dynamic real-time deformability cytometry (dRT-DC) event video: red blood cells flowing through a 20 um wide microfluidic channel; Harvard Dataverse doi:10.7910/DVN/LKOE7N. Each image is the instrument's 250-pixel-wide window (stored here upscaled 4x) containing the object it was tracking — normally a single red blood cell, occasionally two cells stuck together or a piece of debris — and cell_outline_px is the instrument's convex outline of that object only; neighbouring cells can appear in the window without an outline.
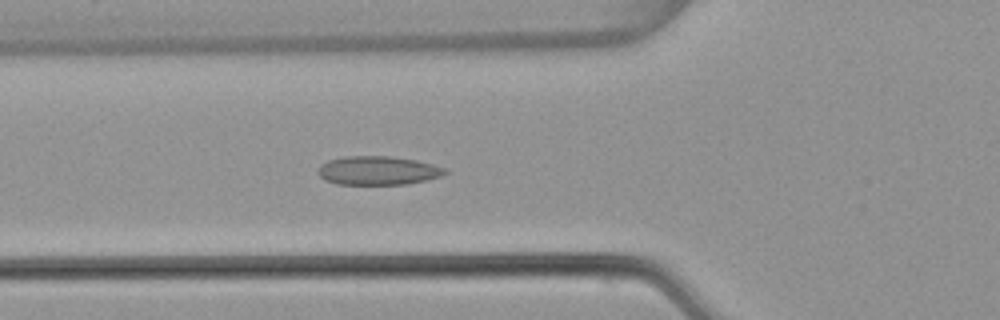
{"species": "common noctule bat (a hibernating species)", "species_latin": "Nyctalus noctula", "temperature_condition": "warm", "stored_images_in_passage": 53, "camera_frame_rate_fps": 3000, "um_per_image_px": 0.085, "animal": {"sex": "female", "body_mass_g": 22.7, "forearm_length_mm": 54.2}, "frame": {"image": 1, "passage_image": 18, "time_ms": 5.667, "image_size_px": [1000, 320], "cell_outline_px": [[448, 172], [440, 176], [424, 180], [404, 184], [336, 184], [324, 180], [320, 176], [320, 164], [328, 160], [344, 156], [392, 156], [416, 160], [448, 168]], "centroid_in_image_um": [32.13, 14.48], "position_along_channel_um": 93.7, "area_um2": 21.21}}
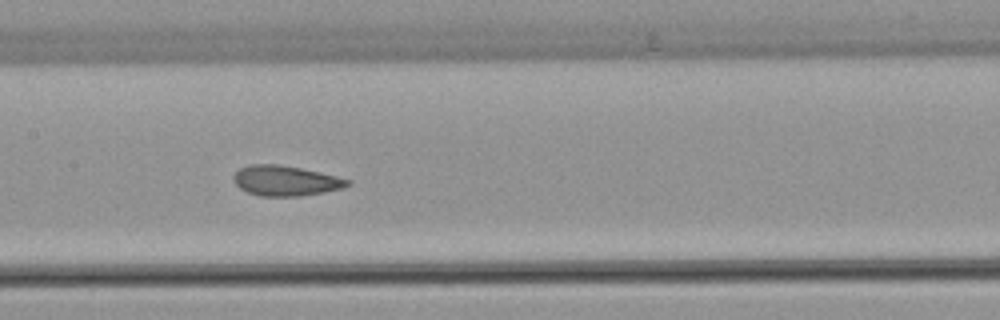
{"frame": {"image": 2, "passage_image": 25, "time_ms": 8.0, "image_size_px": [1000, 320], "cell_outline_px": [[352, 184], [344, 188], [324, 192], [300, 196], [260, 196], [248, 192], [240, 188], [236, 184], [232, 176], [240, 168], [248, 164], [280, 164], [320, 172], [352, 180]], "centroid_in_image_um": [24.3, 15.36], "position_along_channel_um": 183.1, "area_um2": 20.17}}
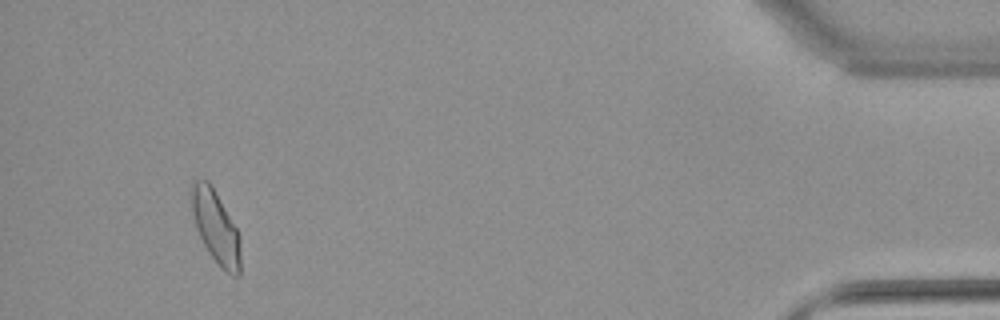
{"frame": {"image": 3, "passage_image": 49, "time_ms": 16.0, "image_size_px": [1000, 320], "cell_outline_px": [[240, 276], [232, 276], [220, 268], [204, 244], [196, 228], [188, 200], [188, 192], [192, 180], [208, 180], [236, 228], [240, 236]], "centroid_in_image_um": [18.29, 19.27], "position_along_channel_um": 416.9, "area_um2": 20.98}}